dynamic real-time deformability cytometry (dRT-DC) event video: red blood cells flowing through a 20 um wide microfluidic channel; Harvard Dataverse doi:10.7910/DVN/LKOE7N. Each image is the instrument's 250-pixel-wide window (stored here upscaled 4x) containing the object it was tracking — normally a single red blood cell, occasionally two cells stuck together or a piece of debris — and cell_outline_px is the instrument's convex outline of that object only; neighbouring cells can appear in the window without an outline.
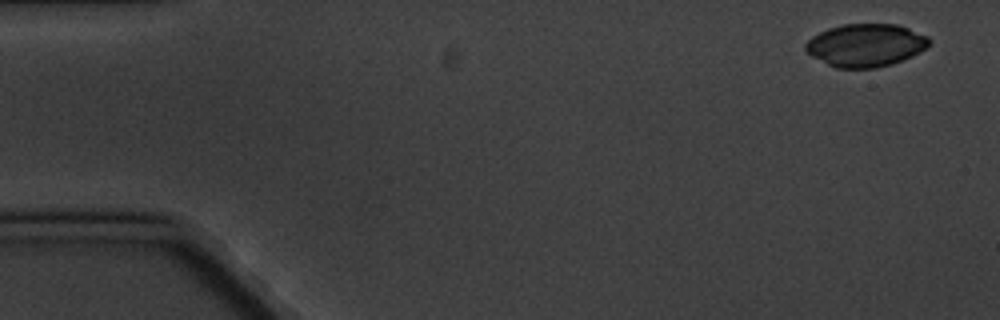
{"species": "common noctule bat (a hibernating species)", "species_latin": "Nyctalus noctula", "temperature_condition": "cold", "stored_images_in_passage": 10, "camera_frame_rate_fps": 3000, "um_per_image_px": 0.085, "animal": {"sex": "male", "body_mass_g": 20.1, "forearm_length_mm": 53.5}, "frame": {"image": 1, "passage_image": 1, "time_ms": 0.0, "image_size_px": [1000, 320], "cell_outline_px": [[928, 44], [920, 52], [912, 56], [892, 64], [876, 68], [836, 68], [812, 56], [804, 48], [804, 44], [812, 36], [828, 28], [844, 24], [896, 24], [908, 28], [928, 36]], "centroid_in_image_um": [73.56, 3.84], "position_along_channel_um": 11.4, "area_um2": 30.69}}